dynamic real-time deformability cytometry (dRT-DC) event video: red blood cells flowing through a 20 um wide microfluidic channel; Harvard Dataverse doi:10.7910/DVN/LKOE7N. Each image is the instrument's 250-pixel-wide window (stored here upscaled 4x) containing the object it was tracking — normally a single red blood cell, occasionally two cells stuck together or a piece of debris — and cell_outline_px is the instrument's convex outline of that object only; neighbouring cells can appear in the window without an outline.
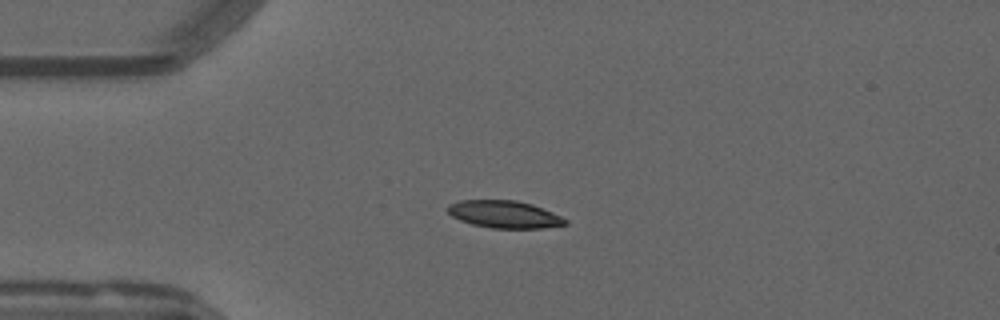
{"species": "common noctule bat (a hibernating species)", "species_latin": "Nyctalus noctula", "temperature_condition": "warm", "stored_images_in_passage": 55, "camera_frame_rate_fps": 3000, "um_per_image_px": 0.085, "animal": {"sex": "male", "forearm_length_mm": 52.5}, "frame": {"image": 1, "passage_image": 14, "time_ms": 4.333, "image_size_px": [1000, 320], "cell_outline_px": [[568, 224], [544, 228], [492, 228], [472, 224], [460, 220], [452, 216], [448, 212], [448, 204], [460, 200], [516, 200], [532, 204], [552, 212], [568, 220]], "centroid_in_image_um": [42.88, 18.21], "position_along_channel_um": 42.1, "area_um2": 18.73}}
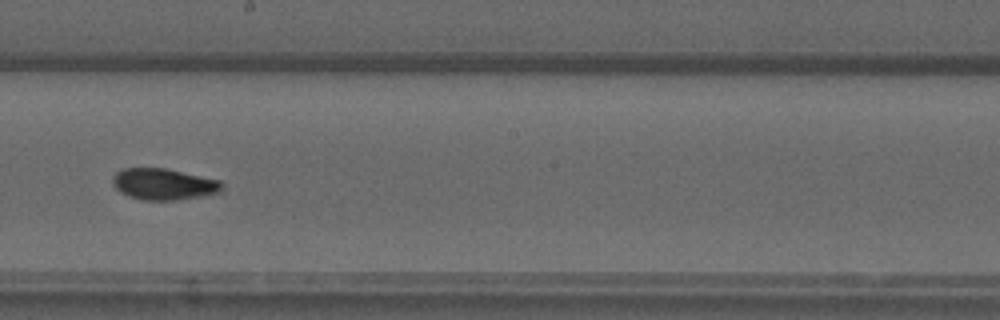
{"frame": {"image": 2, "passage_image": 31, "time_ms": 10.0, "image_size_px": [1000, 320], "cell_outline_px": [[224, 188], [220, 192], [200, 196], [176, 200], [140, 200], [128, 196], [120, 192], [112, 184], [112, 176], [116, 172], [124, 168], [164, 168], [220, 180], [224, 184]], "centroid_in_image_um": [13.89, 15.65], "position_along_channel_um": 234.3, "area_um2": 20.06}}
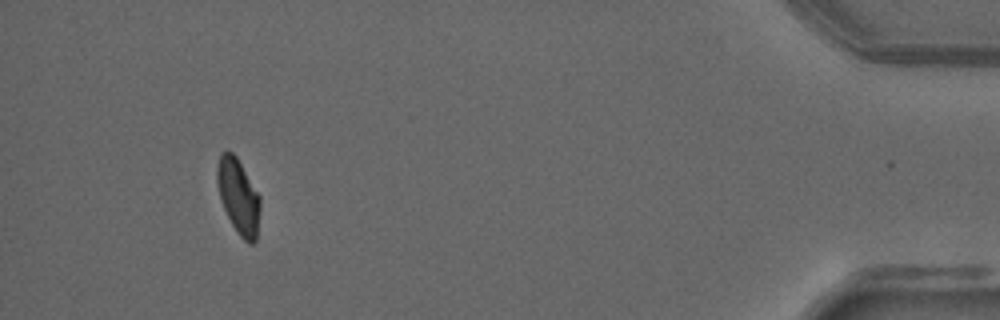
{"frame": {"image": 3, "passage_image": 51, "time_ms": 16.667, "image_size_px": [1000, 320], "cell_outline_px": [[260, 208], [256, 240], [252, 244], [248, 244], [240, 236], [232, 224], [224, 208], [220, 196], [216, 180], [216, 164], [220, 156], [224, 152], [232, 152], [236, 156], [260, 196]], "centroid_in_image_um": [20.26, 16.7], "position_along_channel_um": 414.9, "area_um2": 18.61}, "authors_computed_cell_mechanics": {"area_um2": 19.2474, "velocity_mm_per_s": 3.7811, "shape_relaxation_time_tau1_ms": null, "shape_relaxation_time_tau2_ms": 1.9417, "deformation_change_tau1": null, "deformation_change_tau2": 0.0559}}